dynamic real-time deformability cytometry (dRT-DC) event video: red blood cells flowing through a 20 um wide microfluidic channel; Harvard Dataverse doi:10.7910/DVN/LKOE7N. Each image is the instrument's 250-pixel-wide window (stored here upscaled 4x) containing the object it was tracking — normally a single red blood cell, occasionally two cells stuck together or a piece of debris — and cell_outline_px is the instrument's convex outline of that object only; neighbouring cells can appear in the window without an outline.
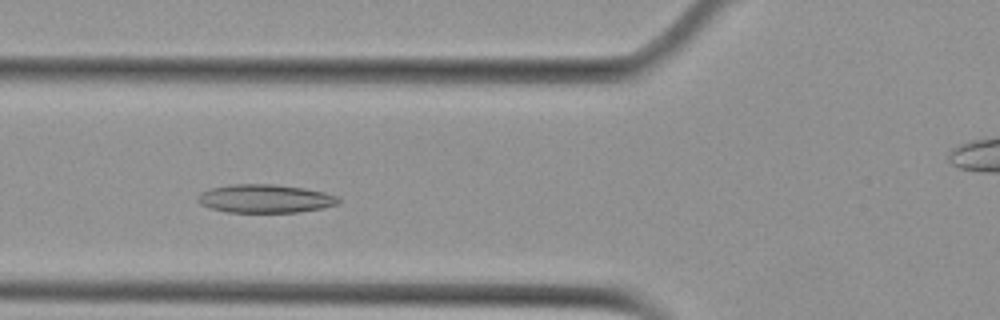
{"species": "Egyptian fruit bat (a non-hibernating species)", "species_latin": "Rousettus aegyptiacus", "temperature_condition": "cold", "stored_images_in_passage": 51, "camera_frame_rate_fps": 3000, "um_per_image_px": 0.085, "animal": {"sex": "female"}, "frame": {"image": 1, "passage_image": 16, "time_ms": 5.0, "image_size_px": [1000, 320], "cell_outline_px": [[340, 204], [320, 208], [296, 212], [228, 212], [212, 208], [200, 204], [196, 200], [196, 196], [200, 192], [208, 188], [232, 184], [276, 184], [304, 188], [324, 192], [336, 196], [340, 200]], "centroid_in_image_um": [22.49, 16.87], "position_along_channel_um": 103.3, "area_um2": 23.35}}
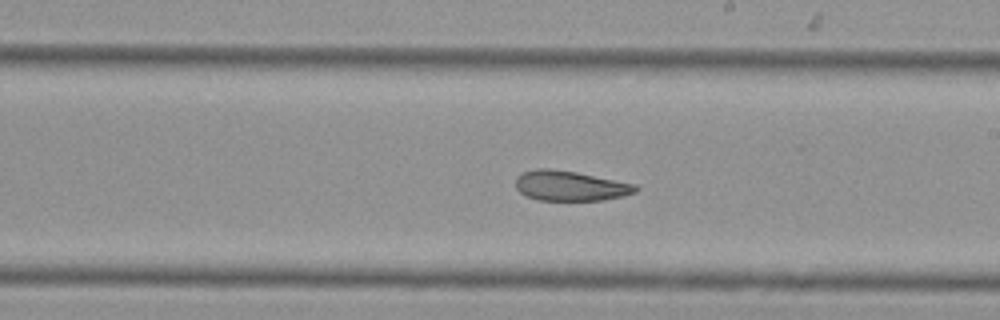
{"frame": {"image": 2, "passage_image": 27, "time_ms": 8.667, "image_size_px": [1000, 320], "cell_outline_px": [[640, 188], [636, 192], [604, 200], [536, 200], [524, 196], [516, 188], [516, 176], [524, 172], [536, 168], [548, 168], [576, 172], [636, 184]], "centroid_in_image_um": [48.44, 15.79], "position_along_channel_um": 240.6, "area_um2": 21.04}}
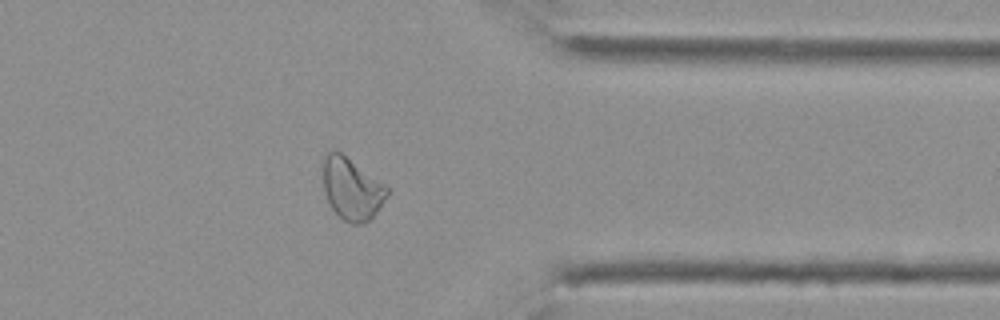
{"frame": {"image": 3, "passage_image": 39, "time_ms": 12.667, "image_size_px": [1000, 320], "cell_outline_px": [[388, 196], [376, 212], [364, 224], [352, 224], [344, 220], [332, 208], [324, 192], [320, 160], [332, 148], [340, 152], [384, 184], [388, 188]], "centroid_in_image_um": [29.84, 16.01], "position_along_channel_um": 381.6, "area_um2": 23.24}, "authors_computed_cell_mechanics": {"area_um2": 24.276, "velocity_mm_per_s": 3.751, "shape_relaxation_time_tau1_ms": null, "shape_relaxation_time_tau2_ms": 4.0841, "deformation_change_tau1": null, "deformation_change_tau2": 0.1145}}